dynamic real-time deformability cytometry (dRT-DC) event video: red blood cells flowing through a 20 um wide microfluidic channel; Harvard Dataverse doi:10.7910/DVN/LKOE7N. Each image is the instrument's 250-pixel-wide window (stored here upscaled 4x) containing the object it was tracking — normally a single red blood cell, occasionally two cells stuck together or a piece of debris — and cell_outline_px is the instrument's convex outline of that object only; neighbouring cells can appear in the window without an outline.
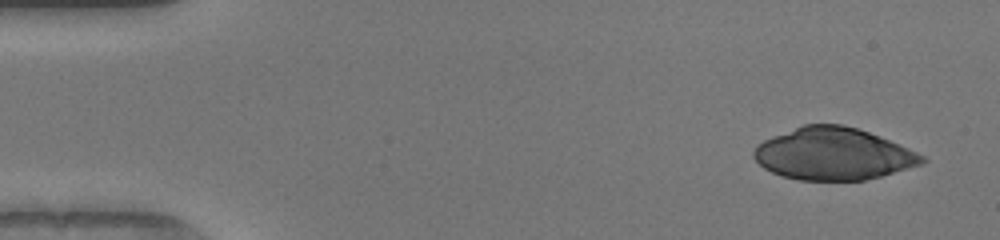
{"species": "human", "species_latin": "Homo sapiens", "temperature_condition": "warm", "stored_images_in_passage": 48, "camera_frame_rate_fps": 3000, "um_per_image_px": 0.085, "donor": {"sex": "female"}, "frame": {"image": 1, "passage_image": 1, "time_ms": 0.0, "image_size_px": [1000, 240], "cell_outline_px": [[928, 160], [920, 164], [880, 176], [864, 180], [800, 180], [784, 176], [772, 172], [764, 168], [752, 156], [752, 152], [756, 144], [772, 136], [804, 124], [840, 124], [856, 128], [868, 132], [908, 148], [924, 156]], "centroid_in_image_um": [70.78, 13.08], "position_along_channel_um": 14.2, "area_um2": 50.63}}
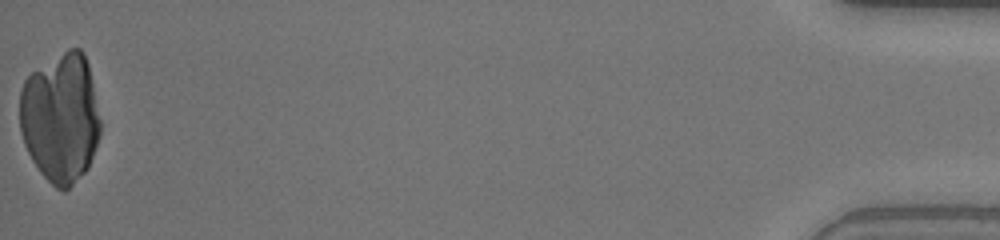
{"frame": {"image": 2, "passage_image": 48, "time_ms": 15.667, "image_size_px": [1000, 240], "cell_outline_px": [[100, 136], [88, 168], [64, 192], [56, 188], [40, 172], [32, 160], [24, 144], [20, 132], [20, 92], [24, 80], [32, 72], [68, 48], [80, 48], [84, 52], [88, 64], [100, 120]], "centroid_in_image_um": [5.14, 10.02], "position_along_channel_um": 430.1, "area_um2": 60.81}}